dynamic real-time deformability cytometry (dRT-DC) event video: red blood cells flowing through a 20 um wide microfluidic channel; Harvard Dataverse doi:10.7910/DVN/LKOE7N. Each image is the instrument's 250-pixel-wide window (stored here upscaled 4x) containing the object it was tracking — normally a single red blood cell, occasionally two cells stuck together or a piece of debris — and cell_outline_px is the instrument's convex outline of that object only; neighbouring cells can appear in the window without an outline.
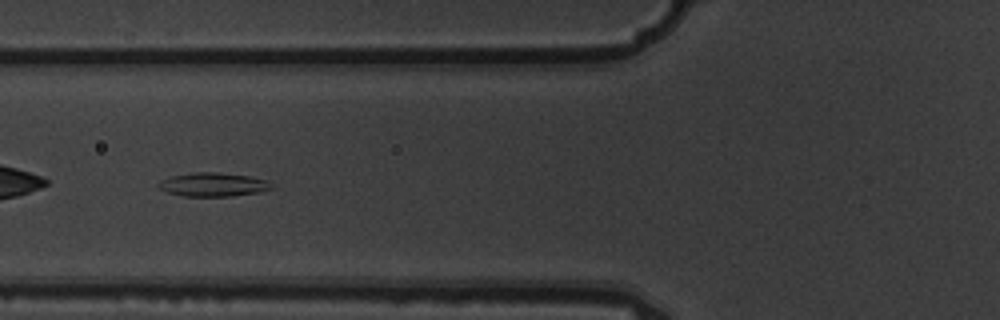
{"species": "common noctule bat (a hibernating species)", "species_latin": "Nyctalus noctula", "temperature_condition": "warm", "stored_images_in_passage": 6, "camera_frame_rate_fps": 3000, "um_per_image_px": 0.085, "animal": {"sex": "male", "body_mass_g": 19.5, "forearm_length_mm": 54.6}, "frame": {"image": 1, "passage_image": 5, "time_ms": 1.333, "image_size_px": [1000, 320], "cell_outline_px": [[276, 188], [260, 192], [232, 196], [184, 196], [168, 192], [156, 188], [156, 184], [160, 180], [172, 176], [192, 172], [220, 172], [248, 176], [268, 180]], "centroid_in_image_um": [18.12, 15.68], "position_along_channel_um": 107.7, "area_um2": 15.9}}
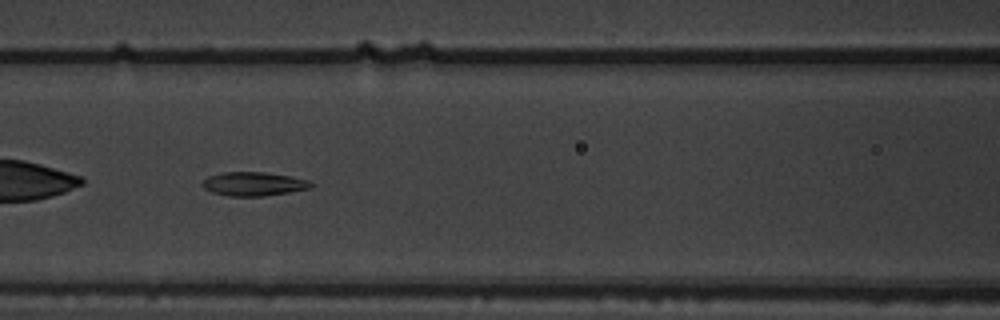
{"frame": {"image": 2, "passage_image": 6, "time_ms": 1.667, "image_size_px": [1000, 320], "cell_outline_px": [[312, 188], [264, 196], [228, 196], [212, 192], [204, 188], [200, 184], [208, 176], [220, 172], [264, 172], [292, 176], [312, 180]], "centroid_in_image_um": [21.57, 15.62], "position_along_channel_um": 145.0, "area_um2": 15.26}}